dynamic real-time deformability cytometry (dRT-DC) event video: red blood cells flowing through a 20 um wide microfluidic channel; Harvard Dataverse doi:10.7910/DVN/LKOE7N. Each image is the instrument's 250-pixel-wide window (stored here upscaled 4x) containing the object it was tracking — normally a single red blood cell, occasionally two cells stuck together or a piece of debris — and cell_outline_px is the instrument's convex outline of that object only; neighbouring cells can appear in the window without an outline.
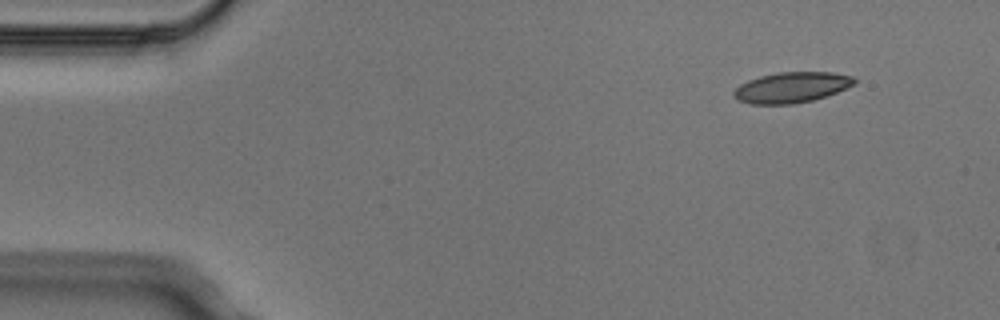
{"species": "Egyptian fruit bat (a non-hibernating species)", "species_latin": "Rousettus aegyptiacus", "temperature_condition": "cold", "stored_images_in_passage": 4, "segment_of_instrument_passage": [1, 2], "camera_frame_rate_fps": 3000, "um_per_image_px": 0.085, "animal": {"sex": "male"}, "frame": {"image": 1, "passage_image": 1, "time_ms": 0.0, "image_size_px": [1000, 320], "cell_outline_px": [[856, 84], [836, 92], [812, 100], [792, 104], [752, 104], [736, 100], [732, 96], [732, 92], [740, 84], [748, 80], [760, 76], [776, 72], [832, 72], [852, 76], [856, 80]], "centroid_in_image_um": [67.25, 7.42], "position_along_channel_um": 17.8, "area_um2": 21.56}}